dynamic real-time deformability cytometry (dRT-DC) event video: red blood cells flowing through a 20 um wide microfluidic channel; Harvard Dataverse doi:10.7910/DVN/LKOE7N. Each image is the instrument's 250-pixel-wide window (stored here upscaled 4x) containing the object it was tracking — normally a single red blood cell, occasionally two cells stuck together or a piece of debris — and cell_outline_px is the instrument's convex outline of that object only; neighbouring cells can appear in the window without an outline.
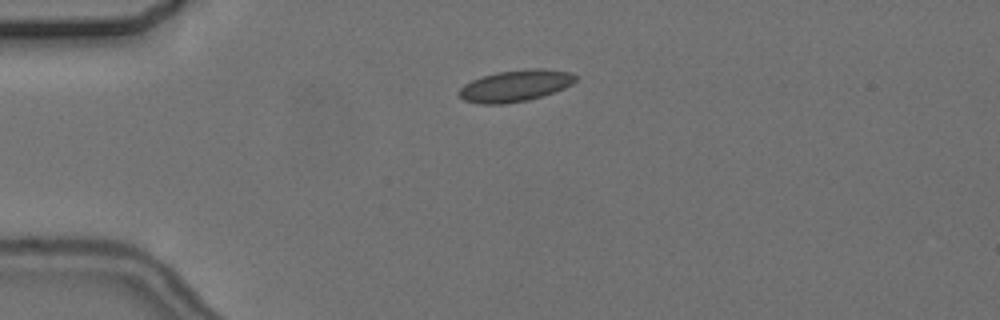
{"species": "common noctule bat (a hibernating species)", "species_latin": "Nyctalus noctula", "temperature_condition": "cold", "stored_images_in_passage": 4, "camera_frame_rate_fps": 3000, "um_per_image_px": 0.085, "animal": {"sex": "female", "body_mass_g": 24.6, "forearm_length_mm": 56.2}, "frame": {"image": 1, "passage_image": 4, "time_ms": 3.667, "image_size_px": [1000, 320], "cell_outline_px": [[580, 76], [572, 84], [564, 88], [528, 100], [504, 104], [480, 104], [464, 100], [456, 92], [464, 84], [472, 80], [496, 72], [528, 68], [544, 68], [572, 72]], "centroid_in_image_um": [43.82, 7.27], "position_along_channel_um": 41.2, "area_um2": 21.62}}